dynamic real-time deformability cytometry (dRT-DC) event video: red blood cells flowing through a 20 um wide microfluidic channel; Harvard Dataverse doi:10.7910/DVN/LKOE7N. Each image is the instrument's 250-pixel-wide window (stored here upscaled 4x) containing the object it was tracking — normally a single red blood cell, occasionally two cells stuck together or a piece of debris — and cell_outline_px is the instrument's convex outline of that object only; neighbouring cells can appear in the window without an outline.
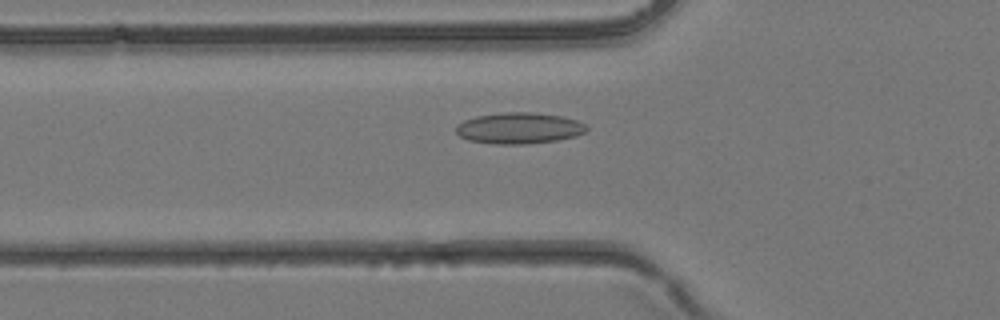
{"species": "common noctule bat (a hibernating species)", "species_latin": "Nyctalus noctula", "temperature_condition": "room temperature", "stored_images_in_passage": 39, "camera_frame_rate_fps": 3000, "um_per_image_px": 0.085, "animal": {"sex": "female", "body_mass_g": 24.6, "forearm_length_mm": 56.2}, "frame": {"image": 1, "passage_image": 14, "time_ms": 4.333, "image_size_px": [1000, 320], "cell_outline_px": [[588, 128], [584, 132], [576, 136], [556, 140], [524, 144], [496, 144], [468, 140], [460, 136], [456, 132], [456, 124], [464, 120], [476, 116], [504, 112], [532, 112], [560, 116], [576, 120], [584, 124]], "centroid_in_image_um": [44.09, 10.89], "position_along_channel_um": 81.7, "area_um2": 23.58}}
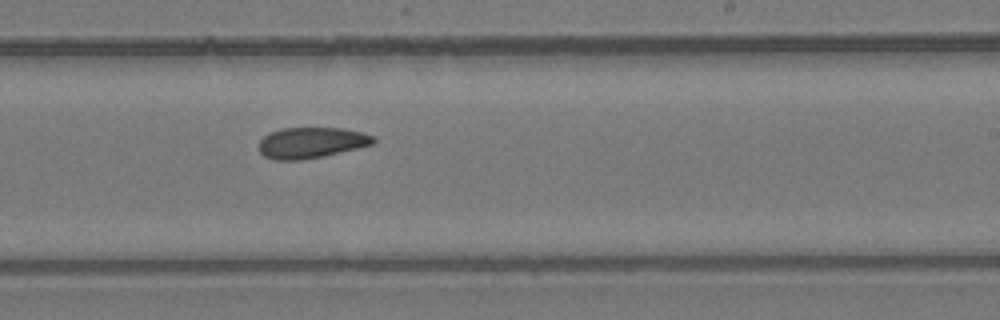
{"frame": {"image": 2, "passage_image": 24, "time_ms": 7.667, "image_size_px": [1000, 320], "cell_outline_px": [[376, 140], [372, 144], [324, 156], [300, 160], [272, 160], [264, 156], [260, 152], [260, 140], [268, 132], [284, 128], [340, 128], [360, 132], [372, 136]], "centroid_in_image_um": [26.41, 12.13], "position_along_channel_um": 262.6, "area_um2": 20.4}}
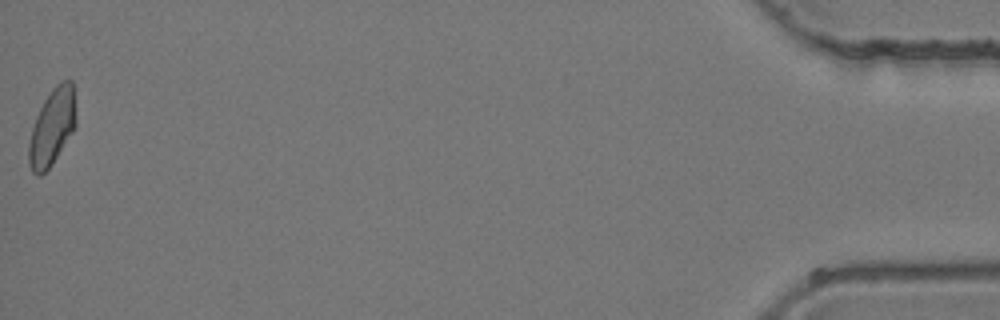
{"frame": {"image": 3, "passage_image": 39, "time_ms": 12.667, "image_size_px": [1000, 320], "cell_outline_px": [[76, 124], [72, 132], [52, 164], [40, 176], [36, 176], [32, 172], [28, 164], [28, 144], [32, 128], [36, 116], [44, 100], [52, 88], [60, 80], [72, 80], [76, 120]], "centroid_in_image_um": [4.41, 10.81], "position_along_channel_um": 430.8, "area_um2": 20.98}}